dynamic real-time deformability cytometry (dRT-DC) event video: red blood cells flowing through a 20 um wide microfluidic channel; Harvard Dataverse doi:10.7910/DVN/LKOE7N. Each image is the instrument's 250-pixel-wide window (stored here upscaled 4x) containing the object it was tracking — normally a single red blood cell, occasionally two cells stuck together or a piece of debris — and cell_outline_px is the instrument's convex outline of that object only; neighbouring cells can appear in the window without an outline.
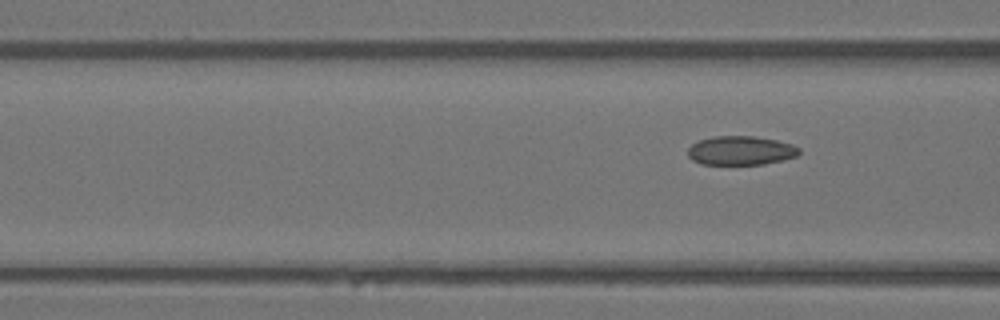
{"species": "Egyptian fruit bat (a non-hibernating species)", "species_latin": "Rousettus aegyptiacus", "temperature_condition": "warm", "stored_images_in_passage": 4, "camera_frame_rate_fps": 3000, "um_per_image_px": 0.085, "animal": {"sex": "female"}, "frame": {"image": 1, "passage_image": 4, "time_ms": 1.0, "image_size_px": [1000, 320], "cell_outline_px": [[800, 152], [796, 156], [784, 160], [764, 164], [700, 164], [692, 160], [688, 156], [688, 148], [692, 144], [700, 140], [716, 136], [752, 136], [776, 140], [792, 144], [800, 148]], "centroid_in_image_um": [62.97, 12.8], "position_along_channel_um": 103.6, "area_um2": 18.79}}